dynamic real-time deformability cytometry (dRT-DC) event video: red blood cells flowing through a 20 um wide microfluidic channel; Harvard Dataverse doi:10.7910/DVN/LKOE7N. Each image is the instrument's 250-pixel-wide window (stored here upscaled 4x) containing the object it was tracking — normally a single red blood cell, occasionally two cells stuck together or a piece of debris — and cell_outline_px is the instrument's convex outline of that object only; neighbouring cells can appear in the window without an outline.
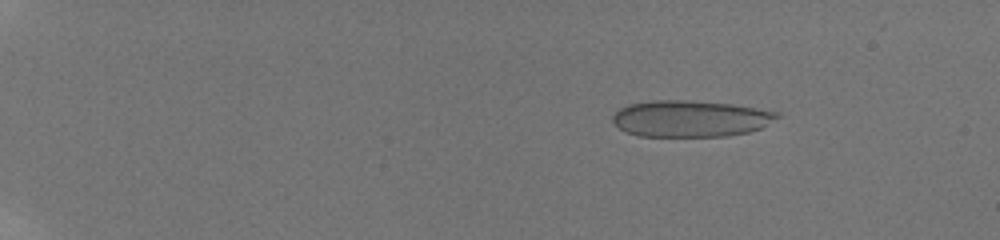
{"species": "human", "species_latin": "Homo sapiens", "temperature_condition": "room temperature", "stored_images_in_passage": 18, "camera_frame_rate_fps": 3000, "um_per_image_px": 0.085, "donor": {"sex": "male"}, "frame": {"image": 1, "passage_image": 1, "time_ms": 0.0, "image_size_px": [1000, 240], "cell_outline_px": [[780, 116], [760, 128], [748, 132], [728, 136], [640, 136], [624, 132], [612, 120], [612, 116], [620, 108], [628, 104], [652, 100], [688, 100], [732, 104], [780, 112]], "centroid_in_image_um": [58.67, 10.08], "position_along_channel_um": 26.3, "area_um2": 34.97}}
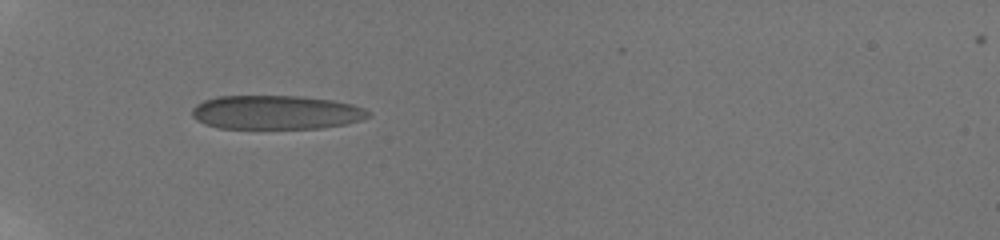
{"frame": {"image": 2, "passage_image": 17, "time_ms": 4.0, "image_size_px": [1000, 240], "cell_outline_px": [[372, 116], [360, 120], [344, 124], [320, 128], [220, 128], [204, 124], [196, 120], [192, 116], [192, 108], [196, 104], [204, 100], [216, 96], [304, 96], [332, 100], [352, 104], [364, 108], [372, 112]], "centroid_in_image_um": [23.46, 9.54], "position_along_channel_um": 61.5, "area_um2": 35.08}}